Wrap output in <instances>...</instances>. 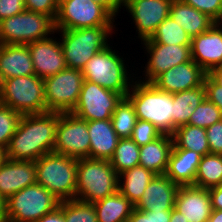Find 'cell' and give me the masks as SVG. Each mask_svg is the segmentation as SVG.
Masks as SVG:
<instances>
[{
    "label": "cell",
    "mask_w": 222,
    "mask_h": 222,
    "mask_svg": "<svg viewBox=\"0 0 222 222\" xmlns=\"http://www.w3.org/2000/svg\"><path fill=\"white\" fill-rule=\"evenodd\" d=\"M59 115L51 111L22 115L6 148L7 159L36 161L53 152Z\"/></svg>",
    "instance_id": "1"
},
{
    "label": "cell",
    "mask_w": 222,
    "mask_h": 222,
    "mask_svg": "<svg viewBox=\"0 0 222 222\" xmlns=\"http://www.w3.org/2000/svg\"><path fill=\"white\" fill-rule=\"evenodd\" d=\"M114 29L116 26L55 30V33L60 35L67 67L82 70L96 53L111 45L109 40L113 39L112 35L117 31Z\"/></svg>",
    "instance_id": "2"
},
{
    "label": "cell",
    "mask_w": 222,
    "mask_h": 222,
    "mask_svg": "<svg viewBox=\"0 0 222 222\" xmlns=\"http://www.w3.org/2000/svg\"><path fill=\"white\" fill-rule=\"evenodd\" d=\"M112 47V45L108 46L96 53L86 63V66L82 69V74L84 80L97 83L103 88L126 97L136 80V74L132 73L129 65L125 63L127 60H124L117 49L115 51Z\"/></svg>",
    "instance_id": "3"
},
{
    "label": "cell",
    "mask_w": 222,
    "mask_h": 222,
    "mask_svg": "<svg viewBox=\"0 0 222 222\" xmlns=\"http://www.w3.org/2000/svg\"><path fill=\"white\" fill-rule=\"evenodd\" d=\"M126 97L132 103L137 119L152 123L163 134L172 135L173 94L158 90L152 83L135 80Z\"/></svg>",
    "instance_id": "4"
},
{
    "label": "cell",
    "mask_w": 222,
    "mask_h": 222,
    "mask_svg": "<svg viewBox=\"0 0 222 222\" xmlns=\"http://www.w3.org/2000/svg\"><path fill=\"white\" fill-rule=\"evenodd\" d=\"M78 159L54 152L44 154L36 163V182L59 200L76 198Z\"/></svg>",
    "instance_id": "5"
},
{
    "label": "cell",
    "mask_w": 222,
    "mask_h": 222,
    "mask_svg": "<svg viewBox=\"0 0 222 222\" xmlns=\"http://www.w3.org/2000/svg\"><path fill=\"white\" fill-rule=\"evenodd\" d=\"M119 175L109 160L79 158L76 199L95 203L118 192Z\"/></svg>",
    "instance_id": "6"
},
{
    "label": "cell",
    "mask_w": 222,
    "mask_h": 222,
    "mask_svg": "<svg viewBox=\"0 0 222 222\" xmlns=\"http://www.w3.org/2000/svg\"><path fill=\"white\" fill-rule=\"evenodd\" d=\"M0 103L21 115L47 112L43 79L37 75H28L1 81Z\"/></svg>",
    "instance_id": "7"
},
{
    "label": "cell",
    "mask_w": 222,
    "mask_h": 222,
    "mask_svg": "<svg viewBox=\"0 0 222 222\" xmlns=\"http://www.w3.org/2000/svg\"><path fill=\"white\" fill-rule=\"evenodd\" d=\"M53 33L54 20L39 12L25 10L0 22V44L27 45Z\"/></svg>",
    "instance_id": "8"
},
{
    "label": "cell",
    "mask_w": 222,
    "mask_h": 222,
    "mask_svg": "<svg viewBox=\"0 0 222 222\" xmlns=\"http://www.w3.org/2000/svg\"><path fill=\"white\" fill-rule=\"evenodd\" d=\"M54 194L40 184L27 186L6 200L8 222H37L60 205Z\"/></svg>",
    "instance_id": "9"
},
{
    "label": "cell",
    "mask_w": 222,
    "mask_h": 222,
    "mask_svg": "<svg viewBox=\"0 0 222 222\" xmlns=\"http://www.w3.org/2000/svg\"><path fill=\"white\" fill-rule=\"evenodd\" d=\"M115 18L94 0H58L55 30L117 26Z\"/></svg>",
    "instance_id": "10"
},
{
    "label": "cell",
    "mask_w": 222,
    "mask_h": 222,
    "mask_svg": "<svg viewBox=\"0 0 222 222\" xmlns=\"http://www.w3.org/2000/svg\"><path fill=\"white\" fill-rule=\"evenodd\" d=\"M43 81L47 112L70 113L75 108L82 89V70L67 67Z\"/></svg>",
    "instance_id": "11"
},
{
    "label": "cell",
    "mask_w": 222,
    "mask_h": 222,
    "mask_svg": "<svg viewBox=\"0 0 222 222\" xmlns=\"http://www.w3.org/2000/svg\"><path fill=\"white\" fill-rule=\"evenodd\" d=\"M122 98L115 91L84 80L78 102L70 113L85 121L108 120Z\"/></svg>",
    "instance_id": "12"
},
{
    "label": "cell",
    "mask_w": 222,
    "mask_h": 222,
    "mask_svg": "<svg viewBox=\"0 0 222 222\" xmlns=\"http://www.w3.org/2000/svg\"><path fill=\"white\" fill-rule=\"evenodd\" d=\"M53 152L76 159L89 158L90 137L87 121L72 113H60Z\"/></svg>",
    "instance_id": "13"
},
{
    "label": "cell",
    "mask_w": 222,
    "mask_h": 222,
    "mask_svg": "<svg viewBox=\"0 0 222 222\" xmlns=\"http://www.w3.org/2000/svg\"><path fill=\"white\" fill-rule=\"evenodd\" d=\"M147 54V62L143 68V76L137 75V80L152 83L163 72L181 63L191 60V45L142 44Z\"/></svg>",
    "instance_id": "14"
},
{
    "label": "cell",
    "mask_w": 222,
    "mask_h": 222,
    "mask_svg": "<svg viewBox=\"0 0 222 222\" xmlns=\"http://www.w3.org/2000/svg\"><path fill=\"white\" fill-rule=\"evenodd\" d=\"M172 0H123L140 41L151 38L159 24L169 16Z\"/></svg>",
    "instance_id": "15"
},
{
    "label": "cell",
    "mask_w": 222,
    "mask_h": 222,
    "mask_svg": "<svg viewBox=\"0 0 222 222\" xmlns=\"http://www.w3.org/2000/svg\"><path fill=\"white\" fill-rule=\"evenodd\" d=\"M55 33L50 37L28 43L35 75L45 79L67 68L61 42ZM53 37V38H52Z\"/></svg>",
    "instance_id": "16"
},
{
    "label": "cell",
    "mask_w": 222,
    "mask_h": 222,
    "mask_svg": "<svg viewBox=\"0 0 222 222\" xmlns=\"http://www.w3.org/2000/svg\"><path fill=\"white\" fill-rule=\"evenodd\" d=\"M206 72L192 59L170 68L159 75L152 84L160 91L174 94L190 90L204 83Z\"/></svg>",
    "instance_id": "17"
},
{
    "label": "cell",
    "mask_w": 222,
    "mask_h": 222,
    "mask_svg": "<svg viewBox=\"0 0 222 222\" xmlns=\"http://www.w3.org/2000/svg\"><path fill=\"white\" fill-rule=\"evenodd\" d=\"M191 59L207 74L222 66V25L215 23L209 30L191 38Z\"/></svg>",
    "instance_id": "18"
},
{
    "label": "cell",
    "mask_w": 222,
    "mask_h": 222,
    "mask_svg": "<svg viewBox=\"0 0 222 222\" xmlns=\"http://www.w3.org/2000/svg\"><path fill=\"white\" fill-rule=\"evenodd\" d=\"M174 208L185 216L187 222H207L212 212L208 189L179 186Z\"/></svg>",
    "instance_id": "19"
},
{
    "label": "cell",
    "mask_w": 222,
    "mask_h": 222,
    "mask_svg": "<svg viewBox=\"0 0 222 222\" xmlns=\"http://www.w3.org/2000/svg\"><path fill=\"white\" fill-rule=\"evenodd\" d=\"M179 185L169 177L156 175L148 184L142 197L134 205L141 211H171L175 206Z\"/></svg>",
    "instance_id": "20"
},
{
    "label": "cell",
    "mask_w": 222,
    "mask_h": 222,
    "mask_svg": "<svg viewBox=\"0 0 222 222\" xmlns=\"http://www.w3.org/2000/svg\"><path fill=\"white\" fill-rule=\"evenodd\" d=\"M36 183L35 161L7 159L0 166V196L6 200L14 193Z\"/></svg>",
    "instance_id": "21"
},
{
    "label": "cell",
    "mask_w": 222,
    "mask_h": 222,
    "mask_svg": "<svg viewBox=\"0 0 222 222\" xmlns=\"http://www.w3.org/2000/svg\"><path fill=\"white\" fill-rule=\"evenodd\" d=\"M35 75L27 45L0 44V82L17 76Z\"/></svg>",
    "instance_id": "22"
},
{
    "label": "cell",
    "mask_w": 222,
    "mask_h": 222,
    "mask_svg": "<svg viewBox=\"0 0 222 222\" xmlns=\"http://www.w3.org/2000/svg\"><path fill=\"white\" fill-rule=\"evenodd\" d=\"M87 127L90 137L89 158L110 160L120 140L111 119L87 121Z\"/></svg>",
    "instance_id": "23"
},
{
    "label": "cell",
    "mask_w": 222,
    "mask_h": 222,
    "mask_svg": "<svg viewBox=\"0 0 222 222\" xmlns=\"http://www.w3.org/2000/svg\"><path fill=\"white\" fill-rule=\"evenodd\" d=\"M201 158L196 151L172 148L165 175L179 186L194 185Z\"/></svg>",
    "instance_id": "24"
},
{
    "label": "cell",
    "mask_w": 222,
    "mask_h": 222,
    "mask_svg": "<svg viewBox=\"0 0 222 222\" xmlns=\"http://www.w3.org/2000/svg\"><path fill=\"white\" fill-rule=\"evenodd\" d=\"M169 16L180 25L191 38L206 32L216 23L208 15L184 3L182 0H172Z\"/></svg>",
    "instance_id": "25"
},
{
    "label": "cell",
    "mask_w": 222,
    "mask_h": 222,
    "mask_svg": "<svg viewBox=\"0 0 222 222\" xmlns=\"http://www.w3.org/2000/svg\"><path fill=\"white\" fill-rule=\"evenodd\" d=\"M172 148V135L162 134L148 144L140 146L139 165L151 170L156 175H164Z\"/></svg>",
    "instance_id": "26"
},
{
    "label": "cell",
    "mask_w": 222,
    "mask_h": 222,
    "mask_svg": "<svg viewBox=\"0 0 222 222\" xmlns=\"http://www.w3.org/2000/svg\"><path fill=\"white\" fill-rule=\"evenodd\" d=\"M155 176L151 170L135 166L119 174L118 191L135 205Z\"/></svg>",
    "instance_id": "27"
},
{
    "label": "cell",
    "mask_w": 222,
    "mask_h": 222,
    "mask_svg": "<svg viewBox=\"0 0 222 222\" xmlns=\"http://www.w3.org/2000/svg\"><path fill=\"white\" fill-rule=\"evenodd\" d=\"M205 98L206 89L204 83L196 88L173 94L172 120L174 130L188 124L191 114Z\"/></svg>",
    "instance_id": "28"
},
{
    "label": "cell",
    "mask_w": 222,
    "mask_h": 222,
    "mask_svg": "<svg viewBox=\"0 0 222 222\" xmlns=\"http://www.w3.org/2000/svg\"><path fill=\"white\" fill-rule=\"evenodd\" d=\"M98 222H127L134 204L119 191L93 203Z\"/></svg>",
    "instance_id": "29"
},
{
    "label": "cell",
    "mask_w": 222,
    "mask_h": 222,
    "mask_svg": "<svg viewBox=\"0 0 222 222\" xmlns=\"http://www.w3.org/2000/svg\"><path fill=\"white\" fill-rule=\"evenodd\" d=\"M174 149H188L196 151L202 156L210 154L206 129L192 125L178 127L172 133Z\"/></svg>",
    "instance_id": "30"
},
{
    "label": "cell",
    "mask_w": 222,
    "mask_h": 222,
    "mask_svg": "<svg viewBox=\"0 0 222 222\" xmlns=\"http://www.w3.org/2000/svg\"><path fill=\"white\" fill-rule=\"evenodd\" d=\"M222 185V154L202 156L195 175L196 187L210 189Z\"/></svg>",
    "instance_id": "31"
},
{
    "label": "cell",
    "mask_w": 222,
    "mask_h": 222,
    "mask_svg": "<svg viewBox=\"0 0 222 222\" xmlns=\"http://www.w3.org/2000/svg\"><path fill=\"white\" fill-rule=\"evenodd\" d=\"M140 44L191 45V37L170 16L162 21L151 38Z\"/></svg>",
    "instance_id": "32"
},
{
    "label": "cell",
    "mask_w": 222,
    "mask_h": 222,
    "mask_svg": "<svg viewBox=\"0 0 222 222\" xmlns=\"http://www.w3.org/2000/svg\"><path fill=\"white\" fill-rule=\"evenodd\" d=\"M139 153L140 146L131 138H120L113 156L109 161L119 175L123 171L139 165Z\"/></svg>",
    "instance_id": "33"
},
{
    "label": "cell",
    "mask_w": 222,
    "mask_h": 222,
    "mask_svg": "<svg viewBox=\"0 0 222 222\" xmlns=\"http://www.w3.org/2000/svg\"><path fill=\"white\" fill-rule=\"evenodd\" d=\"M137 120L132 103L127 97H123L111 117L113 129L120 138H130Z\"/></svg>",
    "instance_id": "34"
},
{
    "label": "cell",
    "mask_w": 222,
    "mask_h": 222,
    "mask_svg": "<svg viewBox=\"0 0 222 222\" xmlns=\"http://www.w3.org/2000/svg\"><path fill=\"white\" fill-rule=\"evenodd\" d=\"M63 214L66 222H98L93 203L76 198L63 200Z\"/></svg>",
    "instance_id": "35"
},
{
    "label": "cell",
    "mask_w": 222,
    "mask_h": 222,
    "mask_svg": "<svg viewBox=\"0 0 222 222\" xmlns=\"http://www.w3.org/2000/svg\"><path fill=\"white\" fill-rule=\"evenodd\" d=\"M221 120V110L205 98L191 114L188 125L206 129Z\"/></svg>",
    "instance_id": "36"
},
{
    "label": "cell",
    "mask_w": 222,
    "mask_h": 222,
    "mask_svg": "<svg viewBox=\"0 0 222 222\" xmlns=\"http://www.w3.org/2000/svg\"><path fill=\"white\" fill-rule=\"evenodd\" d=\"M22 115L0 103V146L8 147Z\"/></svg>",
    "instance_id": "37"
},
{
    "label": "cell",
    "mask_w": 222,
    "mask_h": 222,
    "mask_svg": "<svg viewBox=\"0 0 222 222\" xmlns=\"http://www.w3.org/2000/svg\"><path fill=\"white\" fill-rule=\"evenodd\" d=\"M163 133L152 123L138 119L132 131L131 139L138 145H146Z\"/></svg>",
    "instance_id": "38"
},
{
    "label": "cell",
    "mask_w": 222,
    "mask_h": 222,
    "mask_svg": "<svg viewBox=\"0 0 222 222\" xmlns=\"http://www.w3.org/2000/svg\"><path fill=\"white\" fill-rule=\"evenodd\" d=\"M200 12L208 15L216 23L222 18V0H182Z\"/></svg>",
    "instance_id": "39"
},
{
    "label": "cell",
    "mask_w": 222,
    "mask_h": 222,
    "mask_svg": "<svg viewBox=\"0 0 222 222\" xmlns=\"http://www.w3.org/2000/svg\"><path fill=\"white\" fill-rule=\"evenodd\" d=\"M171 211H141L133 209L127 222H170Z\"/></svg>",
    "instance_id": "40"
},
{
    "label": "cell",
    "mask_w": 222,
    "mask_h": 222,
    "mask_svg": "<svg viewBox=\"0 0 222 222\" xmlns=\"http://www.w3.org/2000/svg\"><path fill=\"white\" fill-rule=\"evenodd\" d=\"M28 11L39 12L55 20L58 11V0H24Z\"/></svg>",
    "instance_id": "41"
},
{
    "label": "cell",
    "mask_w": 222,
    "mask_h": 222,
    "mask_svg": "<svg viewBox=\"0 0 222 222\" xmlns=\"http://www.w3.org/2000/svg\"><path fill=\"white\" fill-rule=\"evenodd\" d=\"M211 154H222V120L206 128Z\"/></svg>",
    "instance_id": "42"
},
{
    "label": "cell",
    "mask_w": 222,
    "mask_h": 222,
    "mask_svg": "<svg viewBox=\"0 0 222 222\" xmlns=\"http://www.w3.org/2000/svg\"><path fill=\"white\" fill-rule=\"evenodd\" d=\"M206 98L214 103L222 113V86L217 84L208 74L204 78Z\"/></svg>",
    "instance_id": "43"
},
{
    "label": "cell",
    "mask_w": 222,
    "mask_h": 222,
    "mask_svg": "<svg viewBox=\"0 0 222 222\" xmlns=\"http://www.w3.org/2000/svg\"><path fill=\"white\" fill-rule=\"evenodd\" d=\"M25 10L24 0H0V22Z\"/></svg>",
    "instance_id": "44"
},
{
    "label": "cell",
    "mask_w": 222,
    "mask_h": 222,
    "mask_svg": "<svg viewBox=\"0 0 222 222\" xmlns=\"http://www.w3.org/2000/svg\"><path fill=\"white\" fill-rule=\"evenodd\" d=\"M103 6L115 19L123 7V0H94Z\"/></svg>",
    "instance_id": "45"
},
{
    "label": "cell",
    "mask_w": 222,
    "mask_h": 222,
    "mask_svg": "<svg viewBox=\"0 0 222 222\" xmlns=\"http://www.w3.org/2000/svg\"><path fill=\"white\" fill-rule=\"evenodd\" d=\"M37 222H66L63 214V201L56 209L44 215Z\"/></svg>",
    "instance_id": "46"
},
{
    "label": "cell",
    "mask_w": 222,
    "mask_h": 222,
    "mask_svg": "<svg viewBox=\"0 0 222 222\" xmlns=\"http://www.w3.org/2000/svg\"><path fill=\"white\" fill-rule=\"evenodd\" d=\"M212 210H222V185L208 189Z\"/></svg>",
    "instance_id": "47"
},
{
    "label": "cell",
    "mask_w": 222,
    "mask_h": 222,
    "mask_svg": "<svg viewBox=\"0 0 222 222\" xmlns=\"http://www.w3.org/2000/svg\"><path fill=\"white\" fill-rule=\"evenodd\" d=\"M208 75L219 85L222 86V66L212 69Z\"/></svg>",
    "instance_id": "48"
},
{
    "label": "cell",
    "mask_w": 222,
    "mask_h": 222,
    "mask_svg": "<svg viewBox=\"0 0 222 222\" xmlns=\"http://www.w3.org/2000/svg\"><path fill=\"white\" fill-rule=\"evenodd\" d=\"M0 222H8L6 199L0 196Z\"/></svg>",
    "instance_id": "49"
},
{
    "label": "cell",
    "mask_w": 222,
    "mask_h": 222,
    "mask_svg": "<svg viewBox=\"0 0 222 222\" xmlns=\"http://www.w3.org/2000/svg\"><path fill=\"white\" fill-rule=\"evenodd\" d=\"M185 216L179 213L175 208L171 210L170 222H187Z\"/></svg>",
    "instance_id": "50"
},
{
    "label": "cell",
    "mask_w": 222,
    "mask_h": 222,
    "mask_svg": "<svg viewBox=\"0 0 222 222\" xmlns=\"http://www.w3.org/2000/svg\"><path fill=\"white\" fill-rule=\"evenodd\" d=\"M207 222H222V210H212Z\"/></svg>",
    "instance_id": "51"
},
{
    "label": "cell",
    "mask_w": 222,
    "mask_h": 222,
    "mask_svg": "<svg viewBox=\"0 0 222 222\" xmlns=\"http://www.w3.org/2000/svg\"><path fill=\"white\" fill-rule=\"evenodd\" d=\"M7 160V151L5 147L0 146V166Z\"/></svg>",
    "instance_id": "52"
},
{
    "label": "cell",
    "mask_w": 222,
    "mask_h": 222,
    "mask_svg": "<svg viewBox=\"0 0 222 222\" xmlns=\"http://www.w3.org/2000/svg\"><path fill=\"white\" fill-rule=\"evenodd\" d=\"M220 25H222V18L220 19V21L218 22Z\"/></svg>",
    "instance_id": "53"
}]
</instances>
